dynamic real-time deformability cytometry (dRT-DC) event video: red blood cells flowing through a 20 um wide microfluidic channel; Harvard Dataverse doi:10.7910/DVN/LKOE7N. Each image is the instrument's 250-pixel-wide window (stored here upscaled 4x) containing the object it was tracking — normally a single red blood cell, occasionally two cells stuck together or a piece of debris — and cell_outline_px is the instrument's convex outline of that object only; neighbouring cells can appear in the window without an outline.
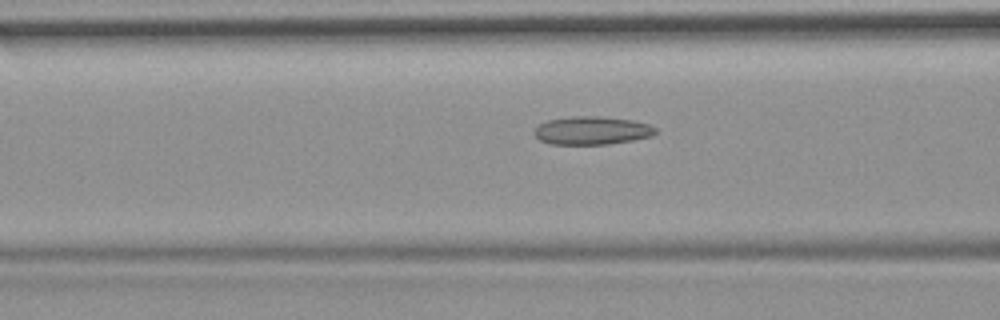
{"species": "common noctule bat (a hibernating species)", "species_latin": "Nyctalus noctula", "temperature_condition": "room temperature", "stored_images_in_passage": 13, "camera_frame_rate_fps": 3000, "um_per_image_px": 0.085, "animal": {"sex": "female", "body_mass_g": 19.9}, "frame": {"image": 1, "passage_image": 8, "time_ms": 2.333, "image_size_px": [1000, 320], "cell_outline_px": [[656, 132], [652, 136], [632, 140], [608, 144], [548, 144], [540, 140], [532, 132], [540, 124], [548, 120], [572, 116], [600, 116], [632, 120], [648, 124], [656, 128]], "centroid_in_image_um": [50.3, 11.09], "position_along_channel_um": 116.3, "area_um2": 19.88}}
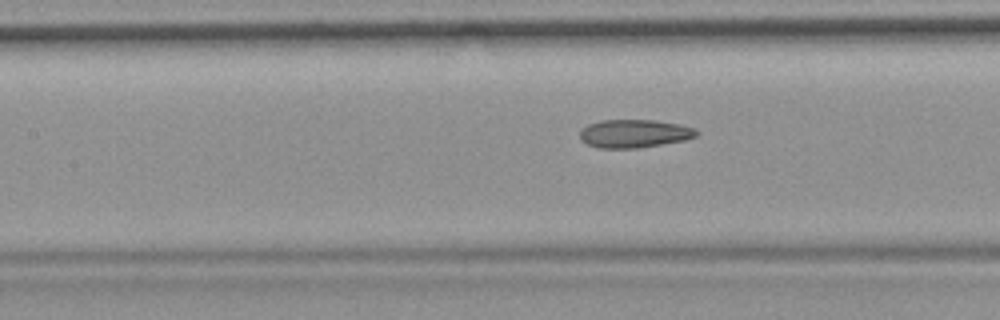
{"frame": {"image": 2, "passage_image": 11, "time_ms": 3.333, "image_size_px": [1000, 320], "cell_outline_px": [[700, 132], [696, 136], [684, 140], [636, 148], [600, 148], [588, 144], [580, 140], [580, 132], [588, 124], [600, 120], [656, 120], [680, 124], [696, 128]], "centroid_in_image_um": [53.93, 11.34], "position_along_channel_um": 153.5, "area_um2": 19.13}}